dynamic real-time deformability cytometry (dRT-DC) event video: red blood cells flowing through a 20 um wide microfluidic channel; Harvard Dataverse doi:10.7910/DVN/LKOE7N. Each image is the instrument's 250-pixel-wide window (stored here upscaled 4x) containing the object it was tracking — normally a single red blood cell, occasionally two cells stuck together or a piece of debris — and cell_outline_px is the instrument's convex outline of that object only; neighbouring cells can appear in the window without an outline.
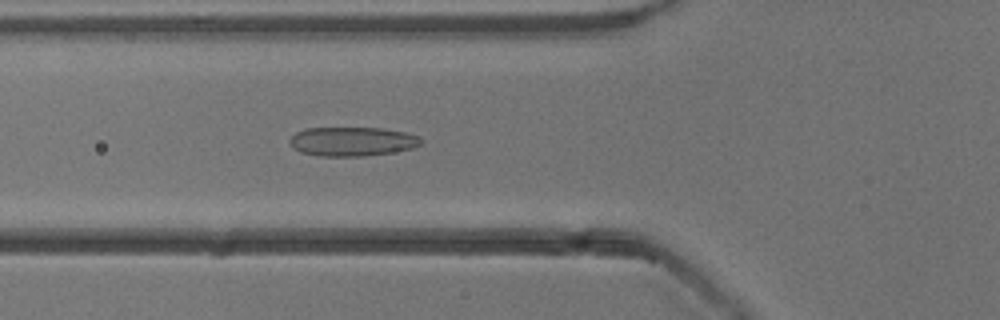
{"species": "common noctule bat (a hibernating species)", "species_latin": "Nyctalus noctula", "temperature_condition": "cold", "stored_images_in_passage": 38, "camera_frame_rate_fps": 3000, "um_per_image_px": 0.085, "animal": {"sex": "male", "body_mass_g": 13.3}, "frame": {"image": 1, "passage_image": 4, "time_ms": 1.0, "image_size_px": [1000, 320], "cell_outline_px": [[424, 140], [420, 144], [412, 148], [392, 152], [364, 156], [316, 156], [300, 152], [292, 148], [288, 140], [296, 132], [304, 128], [380, 128], [404, 132], [420, 136]], "centroid_in_image_um": [29.91, 12.03], "position_along_channel_um": 95.9, "area_um2": 22.43}}
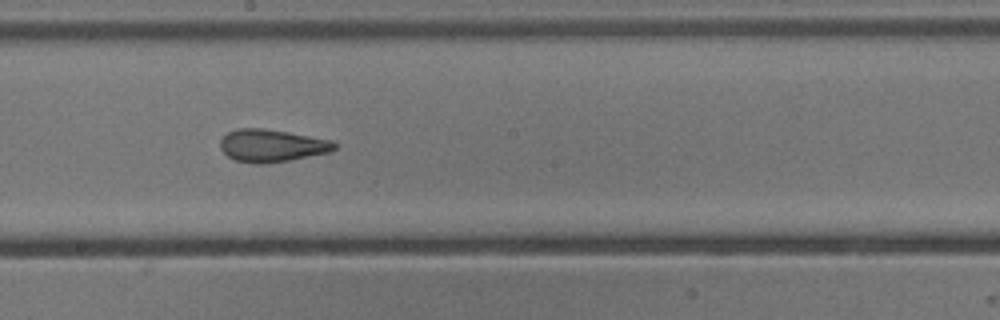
{"frame": {"image": 2, "passage_image": 14, "time_ms": 4.333, "image_size_px": [1000, 320], "cell_outline_px": [[336, 148], [328, 152], [288, 160], [264, 164], [256, 164], [236, 160], [228, 156], [220, 148], [220, 140], [228, 132], [236, 128], [264, 128], [288, 132], [332, 140], [336, 144]], "centroid_in_image_um": [23.07, 12.37], "position_along_channel_um": 225.1, "area_um2": 21.5}}
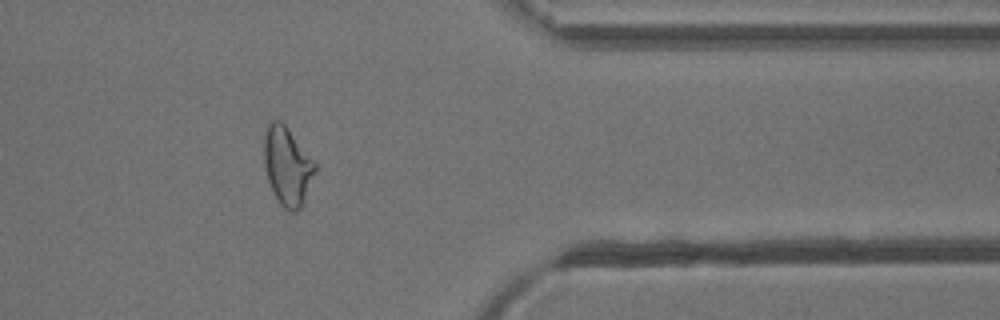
{"frame": {"image": 3, "passage_image": 28, "time_ms": 9.0, "image_size_px": [1000, 320], "cell_outline_px": [[316, 172], [300, 208], [296, 212], [292, 212], [284, 208], [280, 204], [268, 180], [264, 160], [264, 136], [268, 124], [272, 120], [280, 120], [288, 128], [316, 164]], "centroid_in_image_um": [24.42, 14.11], "position_along_channel_um": 387.0, "area_um2": 22.89}, "authors_computed_cell_mechanics": {"area_um2": 22.253, "velocity_mm_per_s": 3.8505, "shape_relaxation_time_tau1_ms": 8.048, "shape_relaxation_time_tau2_ms": 2.3395, "deformation_change_tau1": 0.1876, "deformation_change_tau2": 0.0966}}